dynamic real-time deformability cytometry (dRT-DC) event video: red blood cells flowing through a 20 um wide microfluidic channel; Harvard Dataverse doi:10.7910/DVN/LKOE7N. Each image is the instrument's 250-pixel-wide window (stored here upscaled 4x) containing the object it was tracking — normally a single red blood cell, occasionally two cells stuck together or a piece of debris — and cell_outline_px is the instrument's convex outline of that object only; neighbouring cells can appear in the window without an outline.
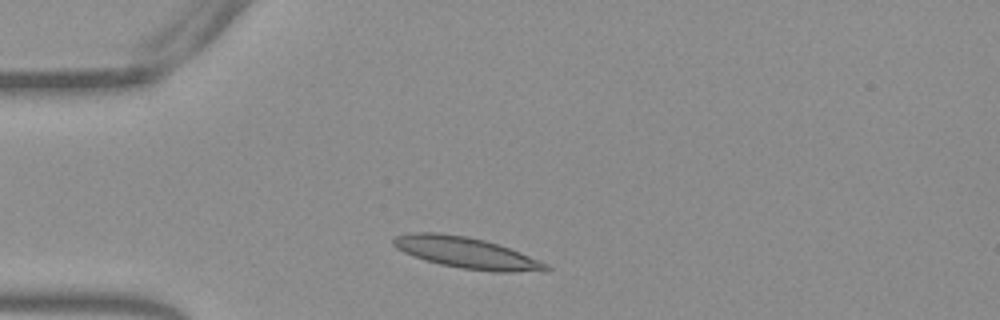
{"species": "Egyptian fruit bat (a non-hibernating species)", "species_latin": "Rousettus aegyptiacus", "temperature_condition": "warm", "stored_images_in_passage": 32, "camera_frame_rate_fps": 3000, "um_per_image_px": 0.085, "frame": {"image": 1, "passage_image": 1, "time_ms": 0.0, "image_size_px": [1000, 320], "cell_outline_px": [[552, 268], [548, 272], [492, 272], [460, 268], [440, 264], [404, 252], [396, 248], [392, 244], [392, 240], [396, 236], [408, 232], [436, 232], [468, 236], [484, 240], [520, 252], [548, 264]], "centroid_in_image_um": [39.69, 21.49], "position_along_channel_um": 45.3, "area_um2": 27.8}}
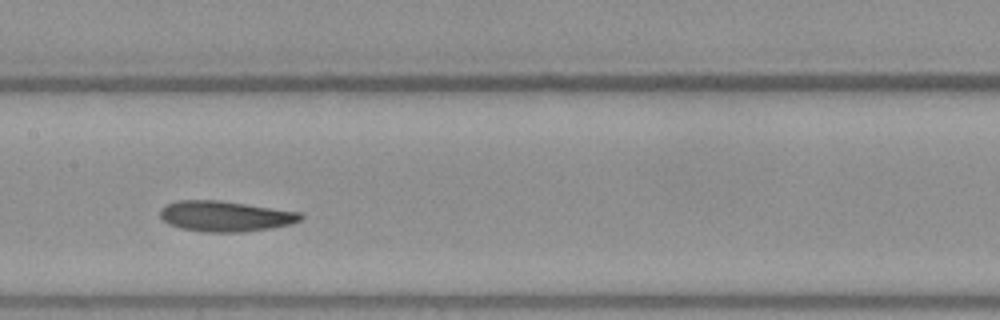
{"frame": {"image": 2, "passage_image": 14, "time_ms": 4.333, "image_size_px": [1000, 320], "cell_outline_px": [[304, 216], [300, 220], [292, 224], [272, 228], [244, 232], [204, 232], [180, 228], [168, 224], [160, 216], [160, 208], [176, 200], [220, 200], [300, 212]], "centroid_in_image_um": [19.15, 18.38], "position_along_channel_um": 188.3, "area_um2": 25.14}}
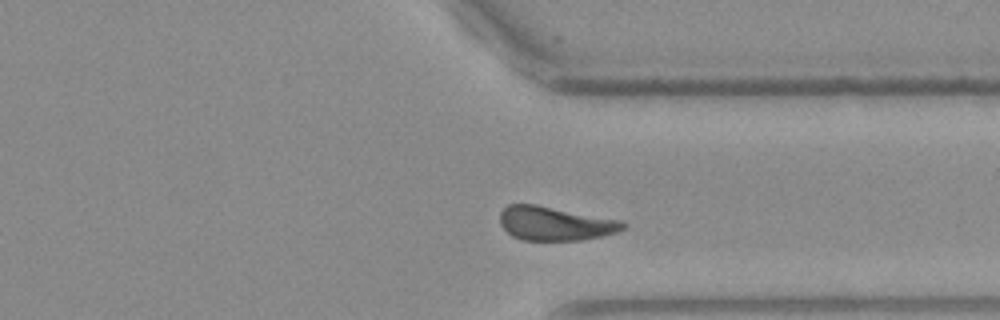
{"frame": {"image": 3, "passage_image": 28, "time_ms": 9.0, "image_size_px": [1000, 320], "cell_outline_px": [[628, 224], [624, 228], [616, 232], [600, 236], [580, 240], [520, 240], [512, 236], [500, 224], [500, 212], [508, 204], [536, 204], [620, 220]], "centroid_in_image_um": [47.15, 18.99], "position_along_channel_um": 364.2, "area_um2": 24.22}, "authors_computed_cell_mechanics": {"area_um2": 24.9985, "velocity_mm_per_s": 3.7765, "shape_relaxation_time_tau1_ms": 5.1795, "shape_relaxation_time_tau2_ms": 4.3498, "deformation_change_tau1": 0.1379, "deformation_change_tau2": 0.0734}}